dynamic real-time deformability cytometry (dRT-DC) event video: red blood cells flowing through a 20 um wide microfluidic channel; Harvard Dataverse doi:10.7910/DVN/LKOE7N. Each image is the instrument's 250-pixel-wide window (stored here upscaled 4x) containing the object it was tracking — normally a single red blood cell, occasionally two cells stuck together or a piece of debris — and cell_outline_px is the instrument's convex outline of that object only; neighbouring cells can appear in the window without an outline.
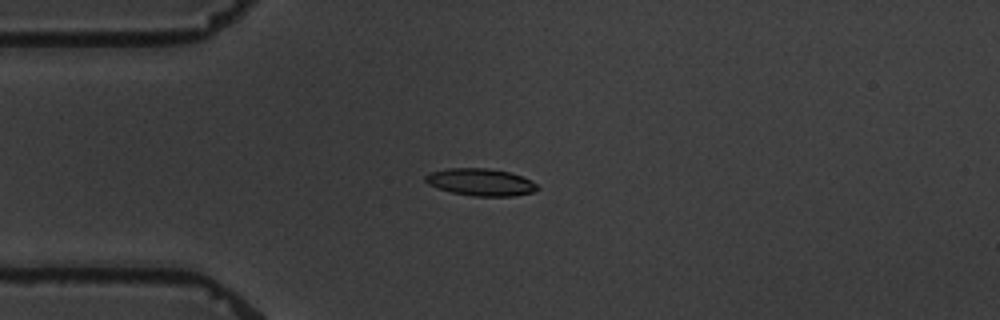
{"species": "common noctule bat (a hibernating species)", "species_latin": "Nyctalus noctula", "temperature_condition": "warm", "stored_images_in_passage": 5, "camera_frame_rate_fps": 3000, "um_per_image_px": 0.085, "animal": {"sex": "male", "body_mass_g": 19.5, "forearm_length_mm": 54.6}, "frame": {"image": 1, "passage_image": 3, "time_ms": 2.333, "image_size_px": [1000, 320], "cell_outline_px": [[540, 188], [532, 192], [512, 196], [472, 196], [452, 192], [428, 184], [424, 180], [424, 176], [428, 172], [448, 168], [488, 168], [508, 172], [532, 180]], "centroid_in_image_um": [40.83, 15.47], "position_along_channel_um": 44.2, "area_um2": 17.69}}
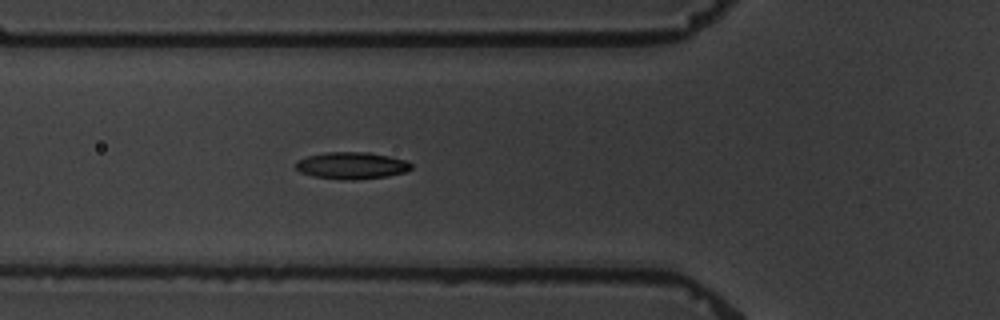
{"frame": {"image": 2, "passage_image": 5, "time_ms": 4.333, "image_size_px": [1000, 320], "cell_outline_px": [[412, 168], [404, 172], [388, 176], [356, 180], [340, 180], [312, 176], [300, 172], [296, 168], [296, 160], [308, 156], [324, 152], [368, 152], [408, 160], [412, 164]], "centroid_in_image_um": [29.89, 14.07], "position_along_channel_um": 95.9, "area_um2": 18.32}}